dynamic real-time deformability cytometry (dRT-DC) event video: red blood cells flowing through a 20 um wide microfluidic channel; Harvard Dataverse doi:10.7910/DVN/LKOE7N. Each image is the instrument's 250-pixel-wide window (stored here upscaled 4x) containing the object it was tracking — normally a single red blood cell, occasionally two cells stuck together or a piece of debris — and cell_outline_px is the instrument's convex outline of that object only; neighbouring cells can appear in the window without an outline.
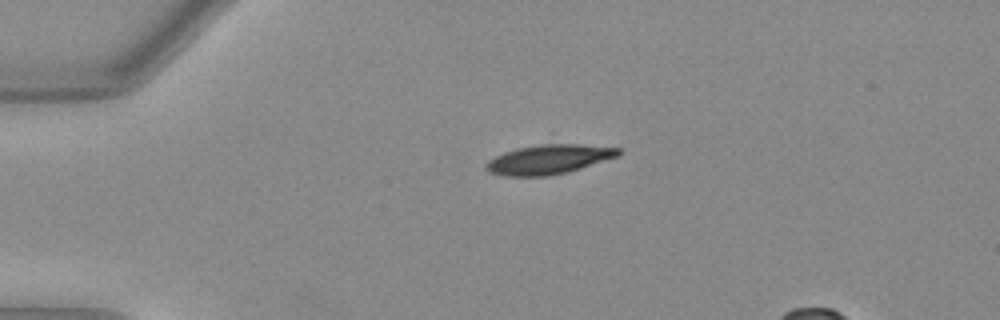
{"species": "Egyptian fruit bat (a non-hibernating species)", "species_latin": "Rousettus aegyptiacus", "temperature_condition": "warm", "stored_images_in_passage": 37, "camera_frame_rate_fps": 3000, "um_per_image_px": 0.085, "animal": {"sex": "female"}, "frame": {"image": 1, "passage_image": 1, "time_ms": 0.0, "image_size_px": [1000, 320], "cell_outline_px": [[620, 152], [616, 156], [564, 172], [548, 176], [504, 176], [492, 172], [484, 168], [488, 160], [504, 152], [516, 148], [540, 144], [576, 144], [620, 148]], "centroid_in_image_um": [46.56, 13.54], "position_along_channel_um": 38.4, "area_um2": 22.08}}
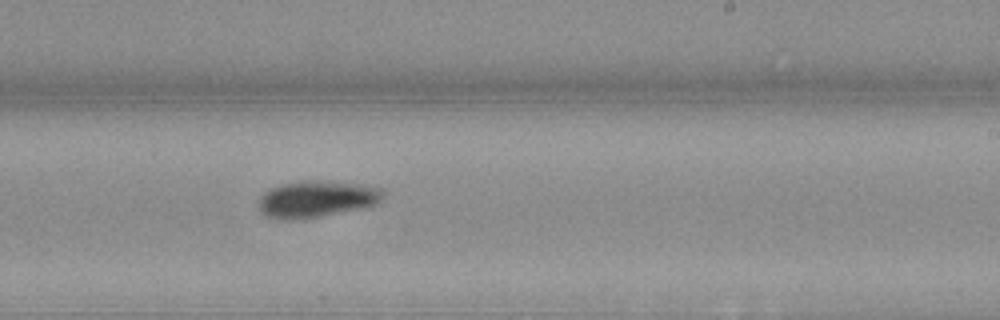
{"frame": {"image": 2, "passage_image": 21, "time_ms": 6.667, "image_size_px": [1000, 320], "cell_outline_px": [[384, 192], [380, 200], [372, 204], [356, 208], [300, 220], [288, 220], [264, 216], [260, 208], [260, 196], [272, 188], [280, 184], [300, 180], [316, 180], [364, 184], [384, 188]], "centroid_in_image_um": [26.88, 16.89], "position_along_channel_um": 262.1, "area_um2": 26.24}}
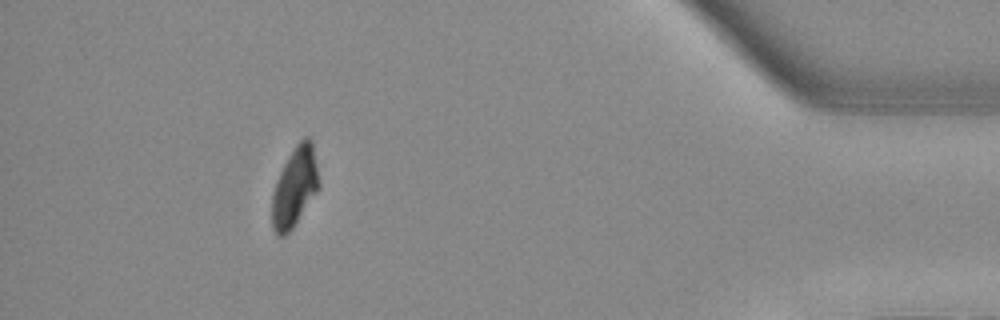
{"frame": {"image": 3, "passage_image": 36, "time_ms": 11.667, "image_size_px": [1000, 320], "cell_outline_px": [[320, 184], [316, 192], [292, 228], [284, 236], [276, 236], [272, 228], [272, 196], [276, 180], [288, 156], [296, 144], [304, 136], [308, 136], [312, 140]], "centroid_in_image_um": [25.04, 15.88], "position_along_channel_um": 410.2, "area_um2": 21.56}}